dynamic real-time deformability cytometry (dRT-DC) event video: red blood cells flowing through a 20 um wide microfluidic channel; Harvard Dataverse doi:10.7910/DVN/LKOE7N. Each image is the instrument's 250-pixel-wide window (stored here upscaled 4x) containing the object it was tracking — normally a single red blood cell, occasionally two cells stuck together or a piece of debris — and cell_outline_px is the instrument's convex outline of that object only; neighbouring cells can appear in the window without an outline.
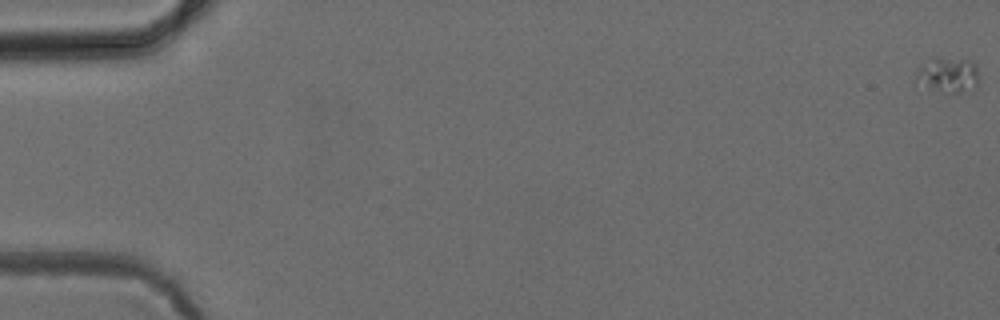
{"species": "common noctule bat (a hibernating species)", "species_latin": "Nyctalus noctula", "temperature_condition": "cold", "stored_images_in_passage": 6, "camera_frame_rate_fps": 3000, "um_per_image_px": 0.085, "animal": {"sex": "female", "body_mass_g": 24.6, "forearm_length_mm": 56.2}, "frame": {"image": 1, "passage_image": 1, "time_ms": 0.0, "image_size_px": [1000, 320], "cell_outline_px": [[980, 76], [976, 88], [960, 92], [944, 92], [928, 88], [916, 76], [916, 72], [920, 64], [936, 56], [972, 60], [976, 64]], "centroid_in_image_um": [80.65, 6.32], "position_along_channel_um": 4.3, "area_um2": 13.12}}